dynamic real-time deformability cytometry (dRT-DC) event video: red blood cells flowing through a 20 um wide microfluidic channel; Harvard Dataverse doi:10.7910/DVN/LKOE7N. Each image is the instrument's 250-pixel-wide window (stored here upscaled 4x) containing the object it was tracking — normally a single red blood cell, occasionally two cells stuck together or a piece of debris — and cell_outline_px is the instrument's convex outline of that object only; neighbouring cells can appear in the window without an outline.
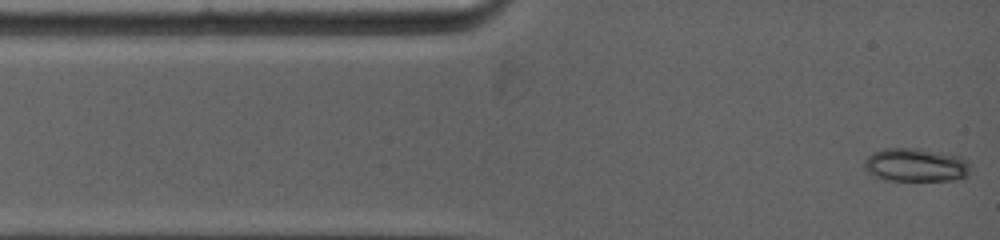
{"species": "common noctule bat (a hibernating species)", "species_latin": "Nyctalus noctula", "temperature_condition": "warm", "stored_images_in_passage": 36, "camera_frame_rate_fps": 5000, "um_per_image_px": 0.085, "animal": {"sex": "female", "body_mass_g": 19.0, "forearm_length_mm": 53.3}, "frame": {"image": 1, "passage_image": 1, "time_ms": 0.0, "image_size_px": [1000, 240], "cell_outline_px": [[968, 176], [956, 180], [884, 180], [868, 172], [864, 168], [864, 160], [868, 156], [884, 148], [916, 148], [964, 156], [968, 160]], "centroid_in_image_um": [77.87, 14.02], "position_along_channel_um": 7.1, "area_um2": 20.69}}
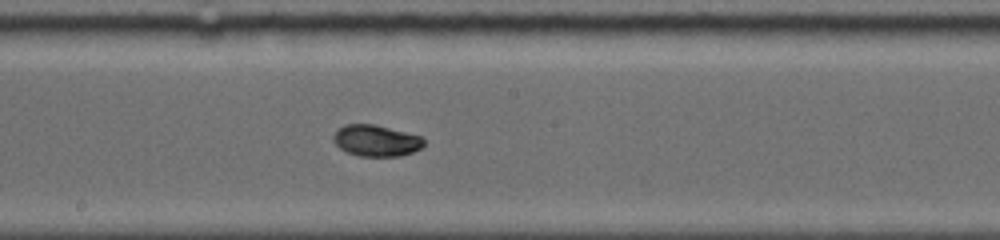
{"frame": {"image": 2, "passage_image": 18, "time_ms": 6.4, "image_size_px": [1000, 240], "cell_outline_px": [[424, 144], [420, 148], [412, 152], [400, 156], [360, 156], [348, 152], [340, 148], [332, 140], [332, 136], [344, 124], [372, 124], [420, 136], [424, 140]], "centroid_in_image_um": [31.94, 11.96], "position_along_channel_um": 216.3, "area_um2": 16.24}}
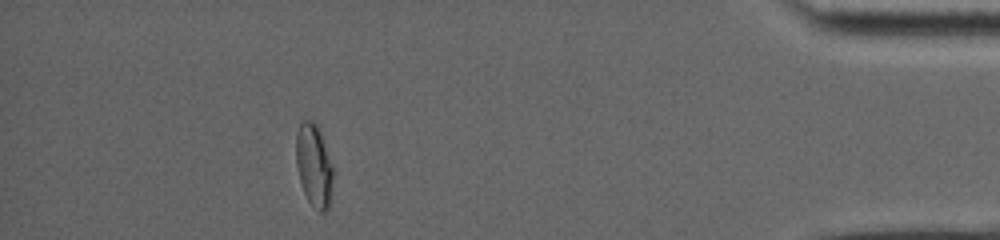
{"frame": {"image": 3, "passage_image": 32, "time_ms": 12.8, "image_size_px": [1000, 240], "cell_outline_px": [[332, 176], [328, 208], [324, 212], [320, 212], [308, 200], [304, 192], [300, 180], [296, 164], [296, 132], [300, 124], [304, 120], [312, 120], [316, 124], [320, 132], [332, 164]], "centroid_in_image_um": [26.66, 14.02], "position_along_channel_um": 408.5, "area_um2": 17.4}}